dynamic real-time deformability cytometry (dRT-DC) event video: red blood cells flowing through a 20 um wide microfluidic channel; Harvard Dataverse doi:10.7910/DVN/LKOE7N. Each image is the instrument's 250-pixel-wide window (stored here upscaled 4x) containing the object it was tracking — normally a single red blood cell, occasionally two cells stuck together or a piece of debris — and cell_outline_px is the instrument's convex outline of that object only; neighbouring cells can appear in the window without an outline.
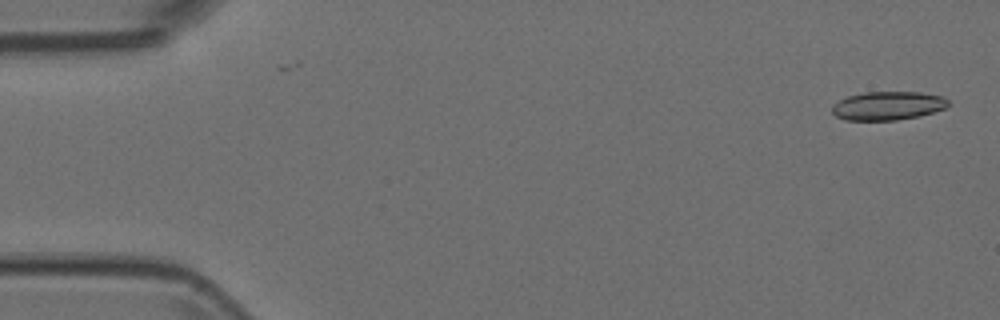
{"species": "Egyptian fruit bat (a non-hibernating species)", "species_latin": "Rousettus aegyptiacus", "temperature_condition": "room temperature", "stored_images_in_passage": 52, "camera_frame_rate_fps": 3000, "um_per_image_px": 0.085, "animal": {"sex": "female"}, "frame": {"image": 1, "passage_image": 1, "time_ms": 0.0, "image_size_px": [1000, 320], "cell_outline_px": [[948, 104], [944, 108], [920, 116], [896, 120], [844, 120], [836, 116], [832, 112], [832, 104], [848, 96], [864, 92], [920, 92], [940, 96], [948, 100]], "centroid_in_image_um": [75.42, 8.99], "position_along_channel_um": 9.6, "area_um2": 19.25}}
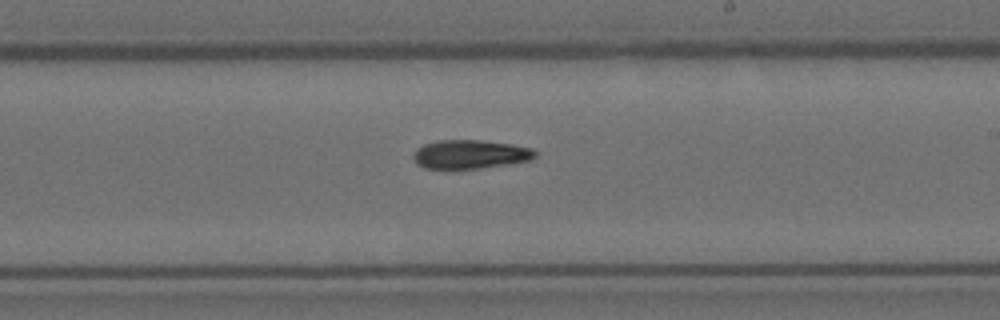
{"frame": {"image": 2, "passage_image": 30, "time_ms": 9.667, "image_size_px": [1000, 320], "cell_outline_px": [[536, 156], [528, 160], [480, 168], [424, 168], [416, 164], [412, 156], [416, 148], [424, 144], [440, 140], [480, 140], [512, 144], [532, 148], [536, 152]], "centroid_in_image_um": [39.92, 13.1], "position_along_channel_um": 249.1, "area_um2": 20.23}}
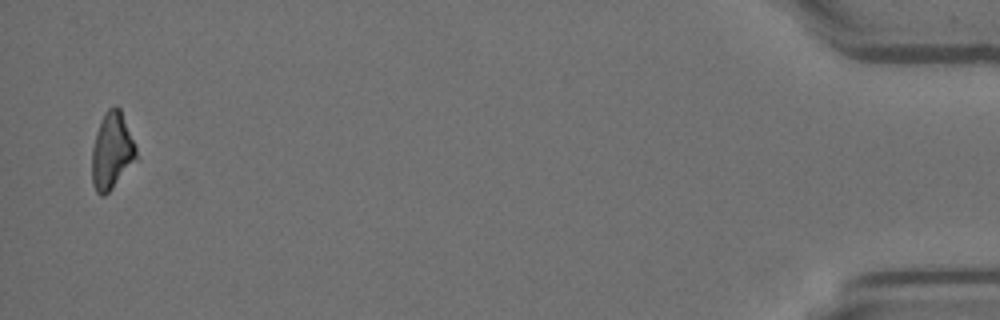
{"frame": {"image": 3, "passage_image": 51, "time_ms": 16.667, "image_size_px": [1000, 320], "cell_outline_px": [[140, 160], [104, 196], [100, 196], [96, 192], [92, 184], [92, 148], [96, 132], [100, 120], [104, 112], [108, 108], [116, 104], [120, 108], [136, 148]], "centroid_in_image_um": [9.53, 12.86], "position_along_channel_um": 425.7, "area_um2": 20.35}}